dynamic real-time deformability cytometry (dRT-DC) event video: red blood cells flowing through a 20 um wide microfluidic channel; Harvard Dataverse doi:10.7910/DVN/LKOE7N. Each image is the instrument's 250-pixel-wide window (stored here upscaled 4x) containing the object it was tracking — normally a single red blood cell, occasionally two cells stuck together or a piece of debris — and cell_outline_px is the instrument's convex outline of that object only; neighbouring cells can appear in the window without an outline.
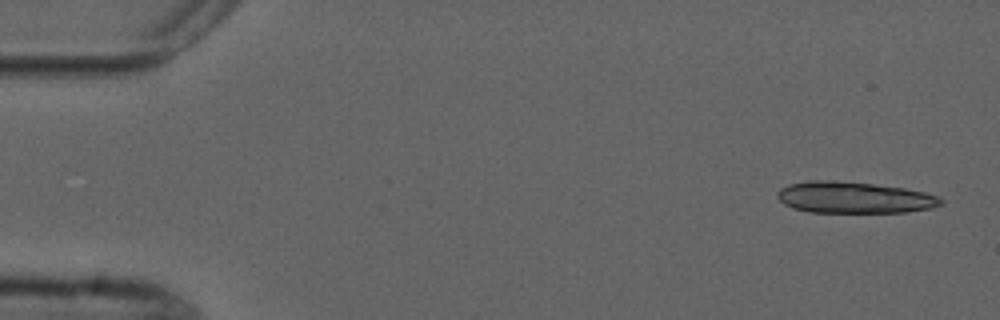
{"species": "common noctule bat (a hibernating species)", "species_latin": "Nyctalus noctula", "temperature_condition": "cold", "stored_images_in_passage": 4, "camera_frame_rate_fps": 3000, "um_per_image_px": 0.085, "animal": {"sex": "male", "forearm_length_mm": 52.5}, "frame": {"image": 1, "passage_image": 1, "time_ms": 0.0, "image_size_px": [1000, 320], "cell_outline_px": [[944, 204], [932, 208], [908, 212], [808, 212], [792, 208], [784, 204], [776, 196], [776, 192], [780, 188], [788, 184], [812, 180], [828, 180], [872, 184], [904, 188], [924, 192], [940, 196], [944, 200]], "centroid_in_image_um": [72.61, 16.79], "position_along_channel_um": 12.4, "area_um2": 30.11}}